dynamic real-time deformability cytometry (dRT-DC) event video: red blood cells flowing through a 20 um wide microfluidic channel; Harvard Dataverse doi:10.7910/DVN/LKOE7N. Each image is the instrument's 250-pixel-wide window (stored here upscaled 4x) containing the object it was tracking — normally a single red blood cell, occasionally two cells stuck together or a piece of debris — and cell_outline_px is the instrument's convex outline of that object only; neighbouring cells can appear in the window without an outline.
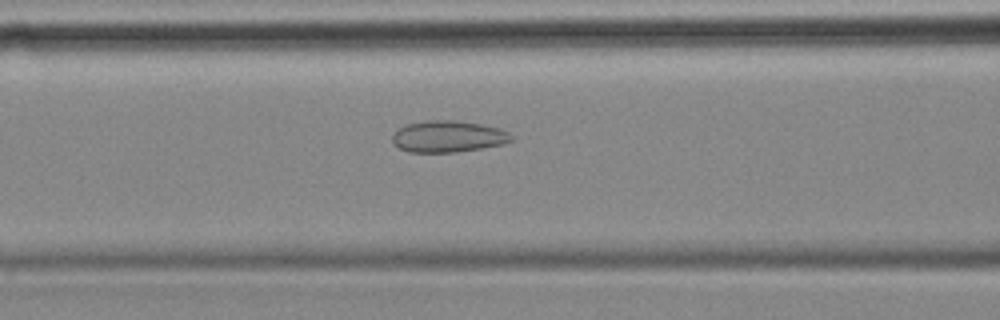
{"species": "common noctule bat (a hibernating species)", "species_latin": "Nyctalus noctula", "temperature_condition": "cold", "stored_images_in_passage": 56, "camera_frame_rate_fps": 3000, "um_per_image_px": 0.085, "animal": {"sex": "female", "body_mass_g": 18.4}, "frame": {"image": 1, "passage_image": 22, "time_ms": 7.0, "image_size_px": [1000, 320], "cell_outline_px": [[512, 140], [504, 144], [456, 152], [408, 152], [392, 144], [392, 132], [408, 124], [428, 120], [452, 120], [480, 124], [500, 128], [508, 132], [512, 136]], "centroid_in_image_um": [38.06, 11.6], "position_along_channel_um": 128.5, "area_um2": 21.85}}
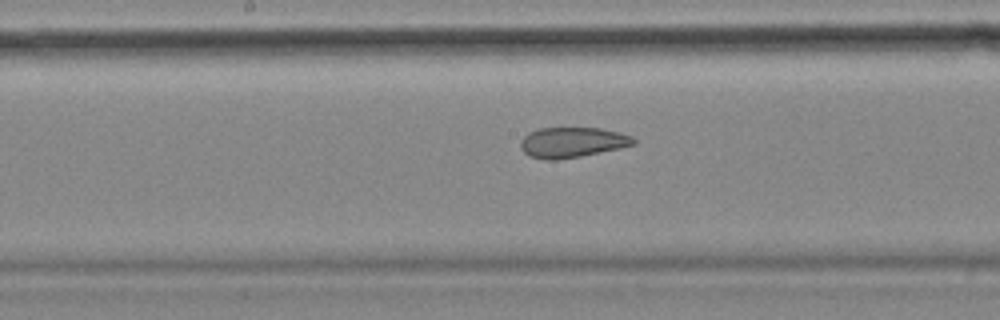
{"frame": {"image": 2, "passage_image": 28, "time_ms": 9.0, "image_size_px": [1000, 320], "cell_outline_px": [[636, 144], [620, 148], [580, 156], [556, 160], [544, 160], [528, 156], [520, 148], [520, 140], [528, 132], [540, 128], [600, 128], [620, 132], [632, 136], [636, 140]], "centroid_in_image_um": [48.62, 12.1], "position_along_channel_um": 199.6, "area_um2": 20.11}}
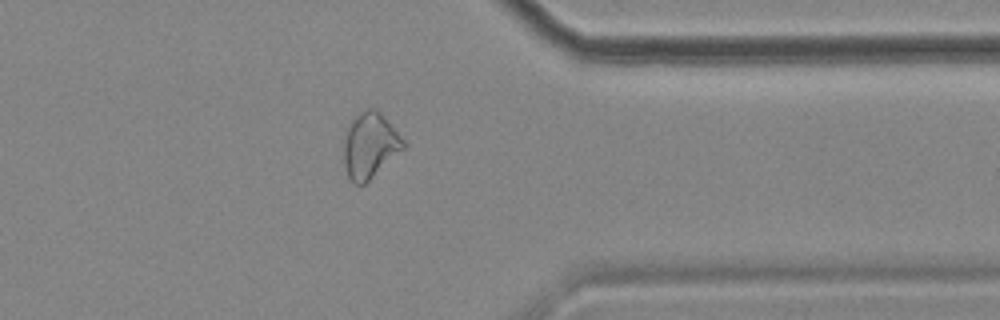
{"frame": {"image": 3, "passage_image": 44, "time_ms": 14.333, "image_size_px": [1000, 320], "cell_outline_px": [[408, 144], [404, 148], [364, 184], [356, 184], [348, 176], [344, 164], [344, 140], [348, 124], [360, 112], [368, 108], [376, 108], [384, 116]], "centroid_in_image_um": [31.45, 12.33], "position_along_channel_um": 380.0, "area_um2": 22.48}, "authors_computed_cell_mechanics": {"area_um2": 24.2182, "velocity_mm_per_s": 3.5607, "shape_relaxation_time_tau1_ms": null, "shape_relaxation_time_tau2_ms": 2.4385, "deformation_change_tau1": null, "deformation_change_tau2": 0.0941}}